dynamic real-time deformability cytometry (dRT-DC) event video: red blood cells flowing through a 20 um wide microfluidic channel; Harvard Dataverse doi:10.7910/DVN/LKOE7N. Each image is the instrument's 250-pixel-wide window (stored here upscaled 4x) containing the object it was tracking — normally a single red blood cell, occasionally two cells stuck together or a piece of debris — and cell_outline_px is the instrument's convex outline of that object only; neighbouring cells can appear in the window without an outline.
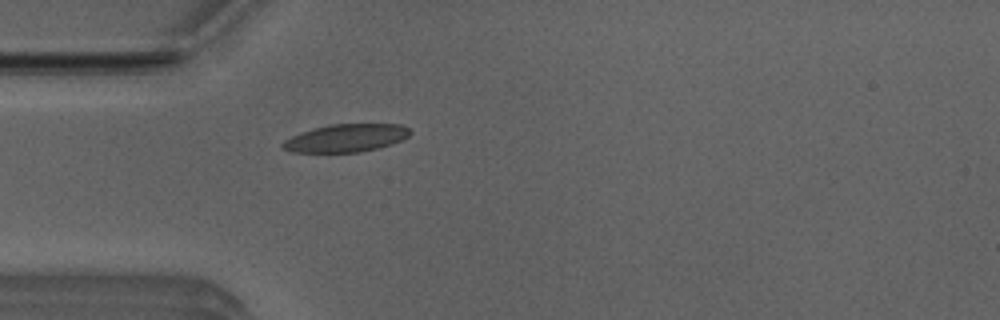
{"species": "Egyptian fruit bat (a non-hibernating species)", "species_latin": "Rousettus aegyptiacus", "temperature_condition": "room temperature", "stored_images_in_passage": 5, "camera_frame_rate_fps": 3000, "um_per_image_px": 0.085, "animal": {"sex": "male"}, "frame": {"image": 1, "passage_image": 5, "time_ms": 1.333, "image_size_px": [1000, 320], "cell_outline_px": [[412, 132], [408, 136], [392, 144], [360, 152], [292, 152], [284, 148], [280, 144], [284, 140], [300, 132], [312, 128], [332, 124], [400, 124], [408, 128]], "centroid_in_image_um": [29.4, 11.73], "position_along_channel_um": 55.6, "area_um2": 20.58}}